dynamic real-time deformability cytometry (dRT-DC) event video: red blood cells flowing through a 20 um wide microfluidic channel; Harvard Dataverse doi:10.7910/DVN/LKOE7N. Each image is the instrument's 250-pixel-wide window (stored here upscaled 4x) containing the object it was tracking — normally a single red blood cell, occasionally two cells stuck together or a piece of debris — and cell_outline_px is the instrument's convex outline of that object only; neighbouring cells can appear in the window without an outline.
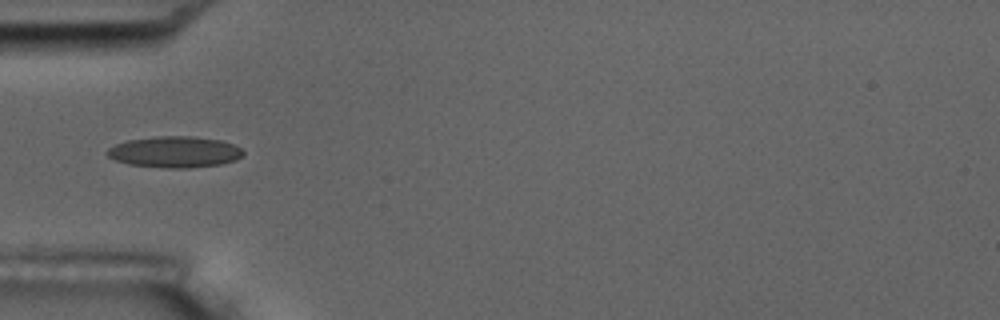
{"species": "common noctule bat (a hibernating species)", "species_latin": "Nyctalus noctula", "temperature_condition": "room temperature", "stored_images_in_passage": 6, "camera_frame_rate_fps": 3000, "um_per_image_px": 0.085, "animal": {"sex": "male", "body_mass_g": 17.5, "forearm_length_mm": 52.3}, "frame": {"image": 1, "passage_image": 5, "time_ms": 4.333, "image_size_px": [1000, 320], "cell_outline_px": [[244, 152], [236, 160], [220, 164], [192, 168], [164, 168], [128, 164], [116, 160], [108, 156], [104, 152], [108, 148], [116, 144], [128, 140], [156, 136], [192, 136], [220, 140], [232, 144], [240, 148]], "centroid_in_image_um": [14.82, 12.92], "position_along_channel_um": 70.2, "area_um2": 24.74}}